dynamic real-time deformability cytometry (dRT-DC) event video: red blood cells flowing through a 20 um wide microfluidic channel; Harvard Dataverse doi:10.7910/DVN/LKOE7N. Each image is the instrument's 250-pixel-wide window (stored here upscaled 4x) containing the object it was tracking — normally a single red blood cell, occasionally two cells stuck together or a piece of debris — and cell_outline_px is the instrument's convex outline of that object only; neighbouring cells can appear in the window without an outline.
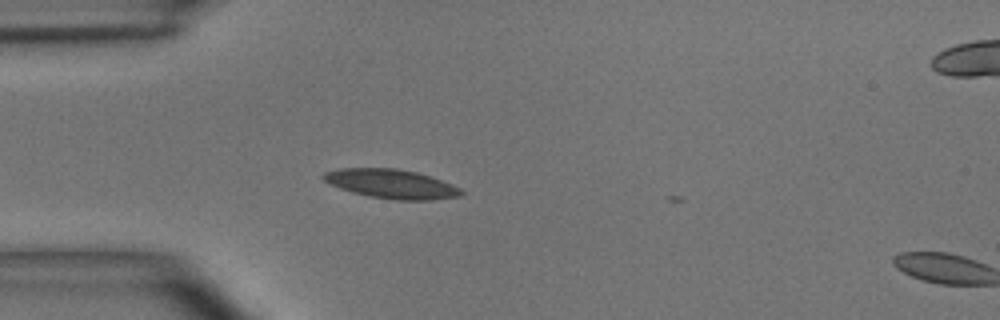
{"species": "common noctule bat (a hibernating species)", "species_latin": "Nyctalus noctula", "temperature_condition": "room temperature", "stored_images_in_passage": 8, "camera_frame_rate_fps": 3000, "um_per_image_px": 0.085, "animal": {"sex": "male", "body_mass_g": 15.6}, "frame": {"image": 1, "passage_image": 6, "time_ms": 1.667, "image_size_px": [1000, 320], "cell_outline_px": [[464, 192], [460, 196], [428, 200], [396, 200], [368, 196], [352, 192], [340, 188], [324, 180], [320, 176], [324, 172], [340, 168], [396, 168], [416, 172], [452, 184], [460, 188]], "centroid_in_image_um": [33.24, 15.63], "position_along_channel_um": 51.8, "area_um2": 23.24}}